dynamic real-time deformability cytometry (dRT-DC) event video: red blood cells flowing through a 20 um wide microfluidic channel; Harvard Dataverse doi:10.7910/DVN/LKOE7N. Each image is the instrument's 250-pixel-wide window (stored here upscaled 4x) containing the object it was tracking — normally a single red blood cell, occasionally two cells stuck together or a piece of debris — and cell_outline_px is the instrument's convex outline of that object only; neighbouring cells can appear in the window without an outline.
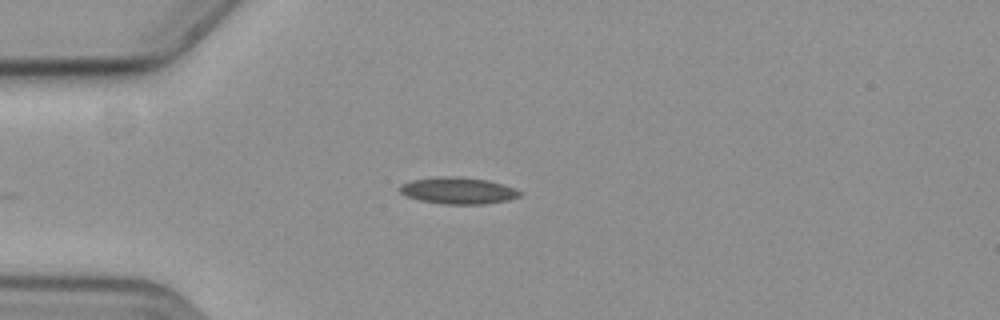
{"species": "common noctule bat (a hibernating species)", "species_latin": "Nyctalus noctula", "temperature_condition": "cold", "stored_images_in_passage": 36, "camera_frame_rate_fps": 3000, "um_per_image_px": 0.085, "animal": {"sex": "female", "body_mass_g": 19.3, "forearm_length_mm": 54.1}, "frame": {"image": 1, "passage_image": 1, "time_ms": 0.0, "image_size_px": [1000, 320], "cell_outline_px": [[524, 192], [520, 196], [508, 200], [484, 204], [444, 204], [420, 200], [408, 196], [400, 192], [400, 184], [412, 180], [440, 176], [456, 176], [488, 180], [504, 184]], "centroid_in_image_um": [38.98, 16.19], "position_along_channel_um": 46.0, "area_um2": 18.67}}
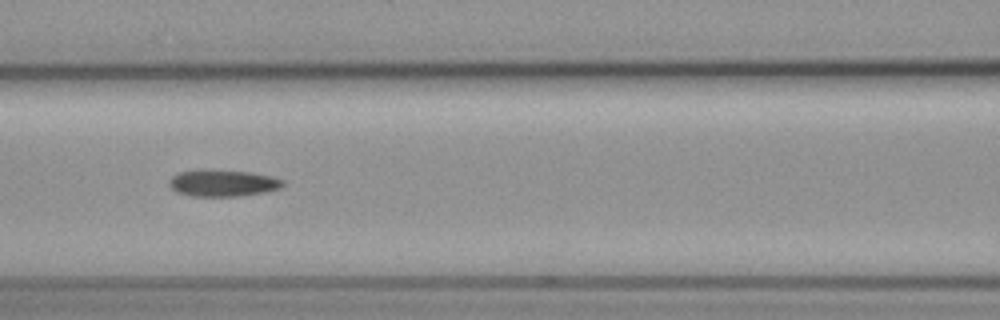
{"frame": {"image": 2, "passage_image": 11, "time_ms": 3.333, "image_size_px": [1000, 320], "cell_outline_px": [[284, 184], [280, 188], [264, 192], [236, 196], [192, 196], [176, 192], [168, 184], [168, 180], [172, 176], [180, 172], [252, 172], [272, 176], [284, 180]], "centroid_in_image_um": [18.97, 15.6], "position_along_channel_um": 147.6, "area_um2": 16.94}}
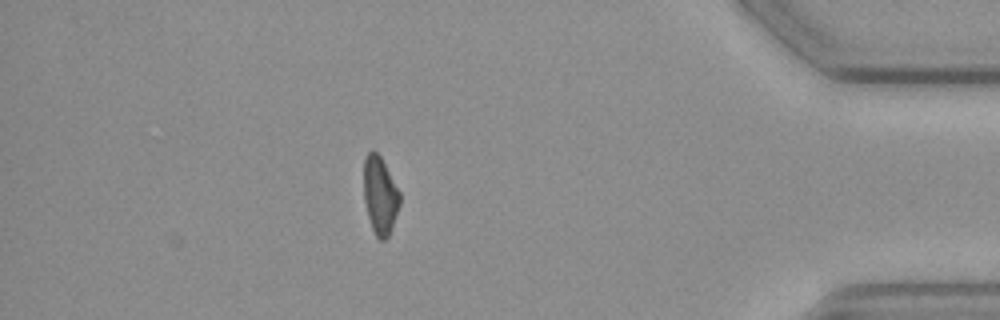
{"frame": {"image": 3, "passage_image": 36, "time_ms": 11.667, "image_size_px": [1000, 320], "cell_outline_px": [[400, 204], [392, 228], [388, 236], [384, 240], [380, 240], [376, 236], [372, 228], [368, 216], [364, 200], [364, 156], [372, 148], [380, 156], [400, 192]], "centroid_in_image_um": [32.3, 16.59], "position_along_channel_um": 402.9, "area_um2": 16.3}}